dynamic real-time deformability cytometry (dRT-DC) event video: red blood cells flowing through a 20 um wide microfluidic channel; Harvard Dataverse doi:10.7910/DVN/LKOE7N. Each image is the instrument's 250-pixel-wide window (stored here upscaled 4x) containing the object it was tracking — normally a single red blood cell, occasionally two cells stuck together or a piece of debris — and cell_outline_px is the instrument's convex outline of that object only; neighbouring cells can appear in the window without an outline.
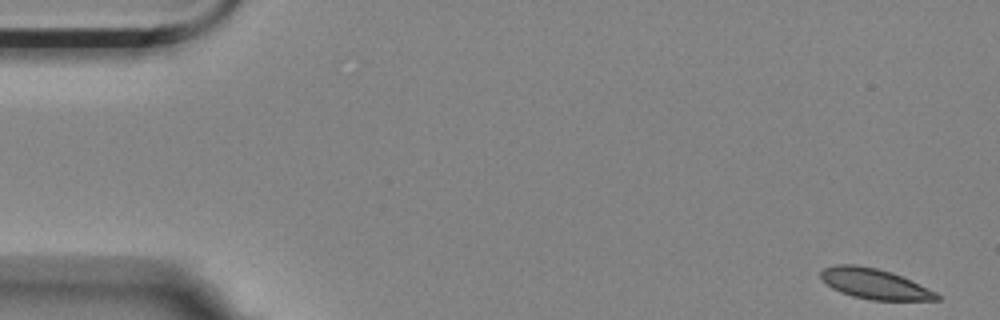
{"species": "Egyptian fruit bat (a non-hibernating species)", "species_latin": "Rousettus aegyptiacus", "temperature_condition": "room temperature", "stored_images_in_passage": 12, "camera_frame_rate_fps": 3000, "um_per_image_px": 0.085, "animal": {"sex": "female"}, "frame": {"image": 1, "passage_image": 1, "time_ms": 0.0, "image_size_px": [1000, 320], "cell_outline_px": [[940, 300], [872, 300], [852, 296], [840, 292], [832, 288], [820, 276], [820, 272], [824, 268], [836, 264], [856, 264], [876, 268], [892, 272], [936, 292], [940, 296]], "centroid_in_image_um": [74.32, 24.12], "position_along_channel_um": 10.7, "area_um2": 20.35}}